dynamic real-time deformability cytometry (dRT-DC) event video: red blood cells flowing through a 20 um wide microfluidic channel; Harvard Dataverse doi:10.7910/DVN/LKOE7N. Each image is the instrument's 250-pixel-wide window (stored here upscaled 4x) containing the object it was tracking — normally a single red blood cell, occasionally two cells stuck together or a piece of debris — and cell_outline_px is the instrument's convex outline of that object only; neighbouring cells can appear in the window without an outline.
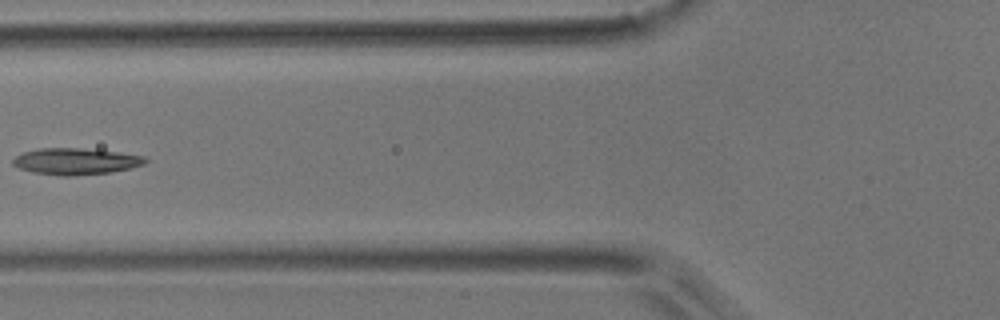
{"species": "common noctule bat (a hibernating species)", "species_latin": "Nyctalus noctula", "temperature_condition": "room temperature", "stored_images_in_passage": 5, "camera_frame_rate_fps": 3000, "um_per_image_px": 0.085, "animal": {"sex": "male", "body_mass_g": 17.9}, "frame": {"image": 1, "passage_image": 4, "time_ms": 3.333, "image_size_px": [1000, 320], "cell_outline_px": [[148, 160], [144, 164], [112, 172], [76, 176], [64, 176], [32, 172], [20, 168], [12, 164], [12, 160], [16, 156], [24, 152], [40, 148], [80, 148], [116, 152], [144, 156]], "centroid_in_image_um": [6.42, 13.72], "position_along_channel_um": 119.4, "area_um2": 20.29}}
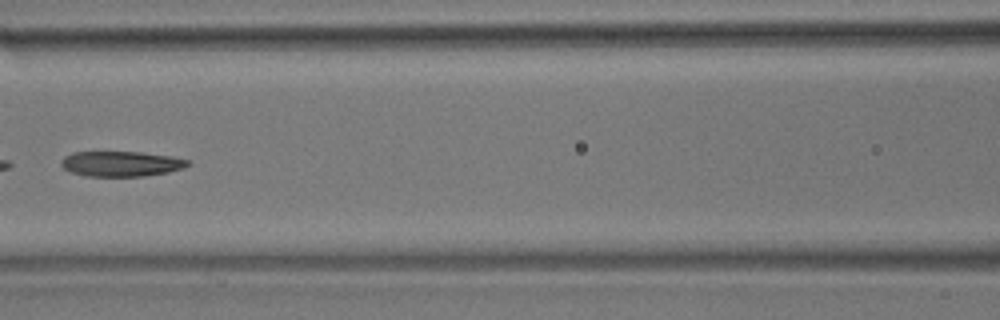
{"frame": {"image": 2, "passage_image": 5, "time_ms": 4.333, "image_size_px": [1000, 320], "cell_outline_px": [[192, 164], [184, 168], [168, 172], [144, 176], [84, 176], [72, 172], [64, 168], [60, 164], [60, 160], [64, 156], [72, 152], [140, 152], [172, 156], [188, 160]], "centroid_in_image_um": [10.3, 13.92], "position_along_channel_um": 156.3, "area_um2": 18.73}}